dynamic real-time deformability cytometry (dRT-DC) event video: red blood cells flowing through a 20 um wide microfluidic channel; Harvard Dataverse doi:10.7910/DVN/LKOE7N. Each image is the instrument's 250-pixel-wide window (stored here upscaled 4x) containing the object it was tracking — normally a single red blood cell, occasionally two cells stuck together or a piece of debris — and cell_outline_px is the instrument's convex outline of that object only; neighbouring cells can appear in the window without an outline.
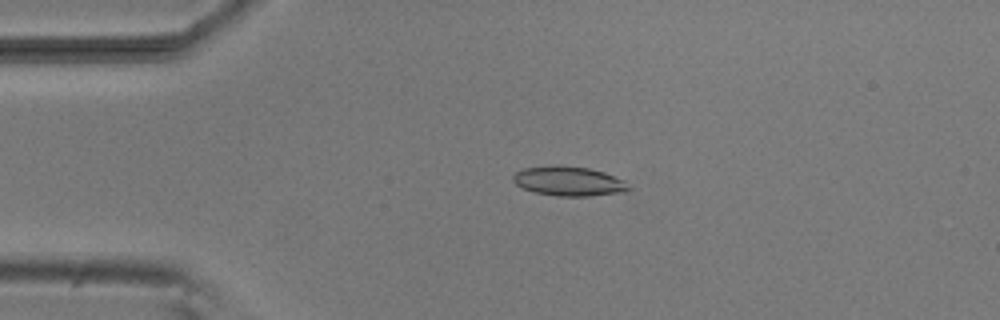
{"species": "common noctule bat (a hibernating species)", "species_latin": "Nyctalus noctula", "temperature_condition": "room temperature", "stored_images_in_passage": 44, "camera_frame_rate_fps": 3000, "um_per_image_px": 0.085, "animal": {"sex": "male", "body_mass_g": 20.5, "forearm_length_mm": 52.5}, "frame": {"image": 1, "passage_image": 12, "time_ms": 3.667, "image_size_px": [1000, 320], "cell_outline_px": [[632, 188], [624, 192], [592, 196], [556, 196], [532, 192], [516, 184], [512, 180], [512, 176], [516, 172], [524, 168], [552, 164], [556, 164], [588, 168], [604, 172], [624, 180]], "centroid_in_image_um": [48.34, 15.39], "position_along_channel_um": 36.7, "area_um2": 20.17}}
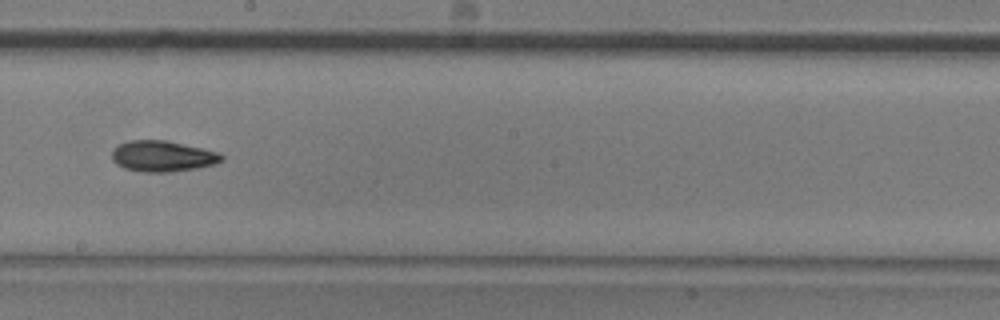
{"frame": {"image": 2, "passage_image": 30, "time_ms": 9.667, "image_size_px": [1000, 320], "cell_outline_px": [[224, 160], [212, 164], [196, 168], [168, 172], [144, 172], [124, 168], [116, 164], [112, 160], [112, 152], [120, 144], [128, 140], [168, 140], [220, 152], [224, 156]], "centroid_in_image_um": [13.83, 13.27], "position_along_channel_um": 234.4, "area_um2": 19.77}}
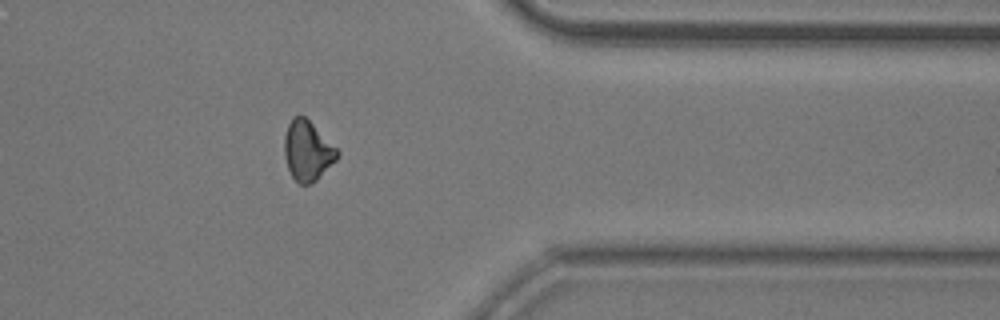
{"frame": {"image": 3, "passage_image": 43, "time_ms": 14.0, "image_size_px": [1000, 320], "cell_outline_px": [[340, 152], [336, 160], [312, 184], [300, 184], [292, 176], [288, 168], [284, 156], [284, 136], [288, 124], [292, 116], [304, 116]], "centroid_in_image_um": [26.11, 12.82], "position_along_channel_um": 385.3, "area_um2": 18.21}, "authors_computed_cell_mechanics": {"area_um2": 19.5653, "velocity_mm_per_s": 3.8129, "shape_relaxation_time_tau1_ms": 3.9827, "shape_relaxation_time_tau2_ms": null, "deformation_change_tau1": 0.1238, "deformation_change_tau2": null}}